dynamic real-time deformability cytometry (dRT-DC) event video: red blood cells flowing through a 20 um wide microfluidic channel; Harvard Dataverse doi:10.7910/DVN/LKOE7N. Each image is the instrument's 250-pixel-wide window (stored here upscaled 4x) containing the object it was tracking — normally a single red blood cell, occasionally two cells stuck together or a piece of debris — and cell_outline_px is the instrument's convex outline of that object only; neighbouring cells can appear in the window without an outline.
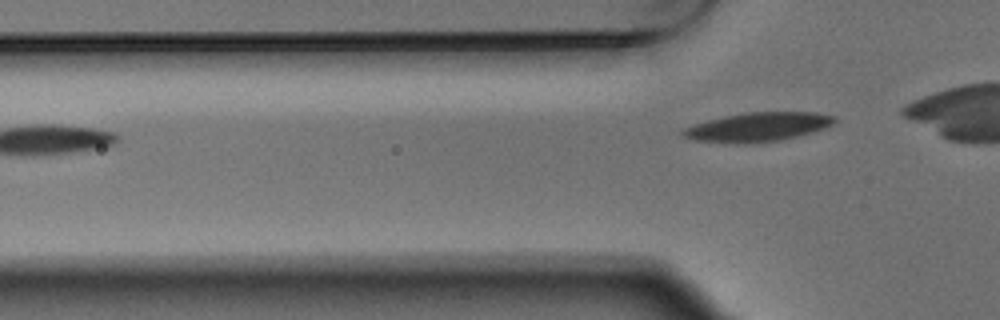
{"species": "Egyptian fruit bat (a non-hibernating species)", "species_latin": "Rousettus aegyptiacus", "temperature_condition": "warm", "stored_images_in_passage": 4, "camera_frame_rate_fps": 3000, "um_per_image_px": 0.085, "animal": {"sex": "male"}, "frame": {"image": 1, "passage_image": 4, "time_ms": 1.0, "image_size_px": [1000, 320], "cell_outline_px": [[836, 120], [832, 124], [824, 128], [812, 132], [780, 140], [736, 144], [692, 140], [684, 136], [680, 132], [684, 128], [692, 124], [724, 116], [748, 112], [816, 112], [836, 116]], "centroid_in_image_um": [64.39, 10.79], "position_along_channel_um": 61.4, "area_um2": 25.61}}